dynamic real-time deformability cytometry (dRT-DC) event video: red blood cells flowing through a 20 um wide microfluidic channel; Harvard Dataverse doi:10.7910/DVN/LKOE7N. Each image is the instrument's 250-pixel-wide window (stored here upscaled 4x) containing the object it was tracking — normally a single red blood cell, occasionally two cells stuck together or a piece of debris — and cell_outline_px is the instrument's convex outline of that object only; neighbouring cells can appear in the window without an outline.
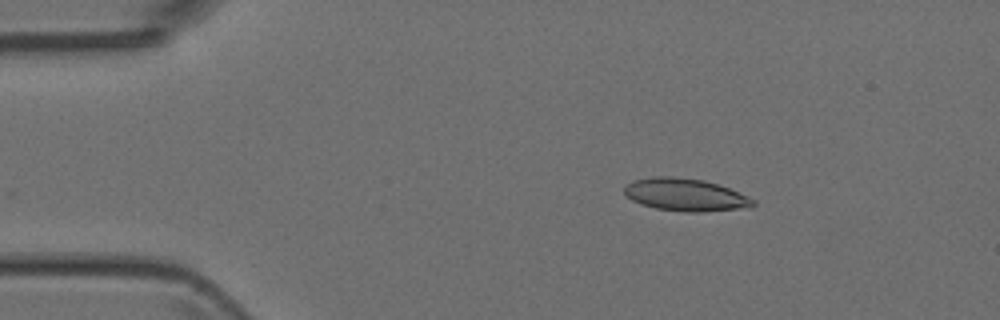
{"species": "Egyptian fruit bat (a non-hibernating species)", "species_latin": "Rousettus aegyptiacus", "temperature_condition": "room temperature", "stored_images_in_passage": 6, "camera_frame_rate_fps": 3000, "um_per_image_px": 0.085, "animal": {"sex": "female"}, "frame": {"image": 1, "passage_image": 1, "time_ms": 0.0, "image_size_px": [1000, 320], "cell_outline_px": [[756, 204], [752, 208], [700, 212], [684, 212], [656, 208], [640, 204], [632, 200], [624, 192], [624, 188], [632, 180], [652, 176], [672, 176], [704, 180], [728, 188], [756, 200]], "centroid_in_image_um": [58.28, 16.56], "position_along_channel_um": 26.7, "area_um2": 24.57}}
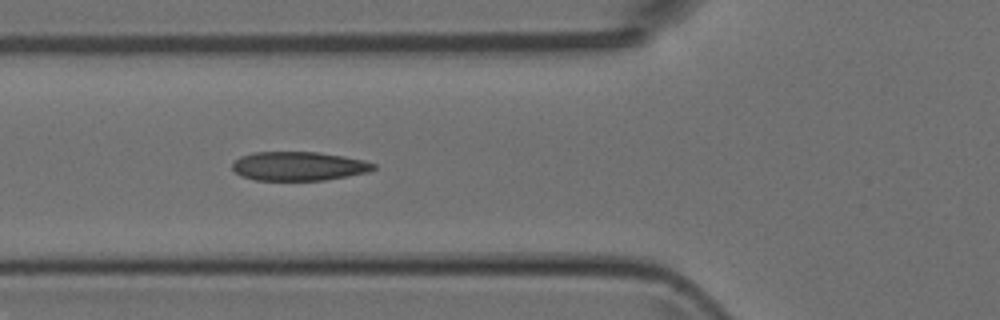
{"frame": {"image": 2, "passage_image": 4, "time_ms": 3.333, "image_size_px": [1000, 320], "cell_outline_px": [[376, 168], [368, 172], [348, 176], [324, 180], [256, 180], [244, 176], [236, 172], [232, 168], [232, 164], [240, 156], [252, 152], [320, 152], [344, 156], [364, 160], [376, 164]], "centroid_in_image_um": [25.42, 14.11], "position_along_channel_um": 100.4, "area_um2": 23.81}}
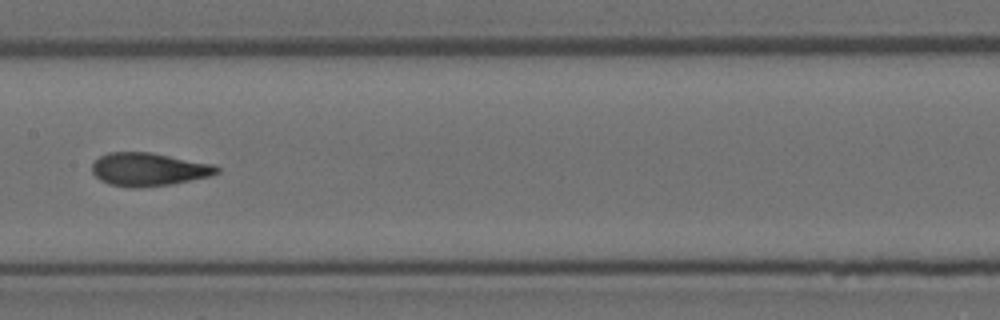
{"frame": {"image": 3, "passage_image": 6, "time_ms": 5.667, "image_size_px": [1000, 320], "cell_outline_px": [[220, 172], [208, 176], [172, 184], [140, 188], [128, 188], [108, 184], [100, 180], [92, 172], [92, 164], [100, 156], [108, 152], [148, 152], [216, 164], [220, 168]], "centroid_in_image_um": [12.63, 14.4], "position_along_channel_um": 194.8, "area_um2": 24.28}}